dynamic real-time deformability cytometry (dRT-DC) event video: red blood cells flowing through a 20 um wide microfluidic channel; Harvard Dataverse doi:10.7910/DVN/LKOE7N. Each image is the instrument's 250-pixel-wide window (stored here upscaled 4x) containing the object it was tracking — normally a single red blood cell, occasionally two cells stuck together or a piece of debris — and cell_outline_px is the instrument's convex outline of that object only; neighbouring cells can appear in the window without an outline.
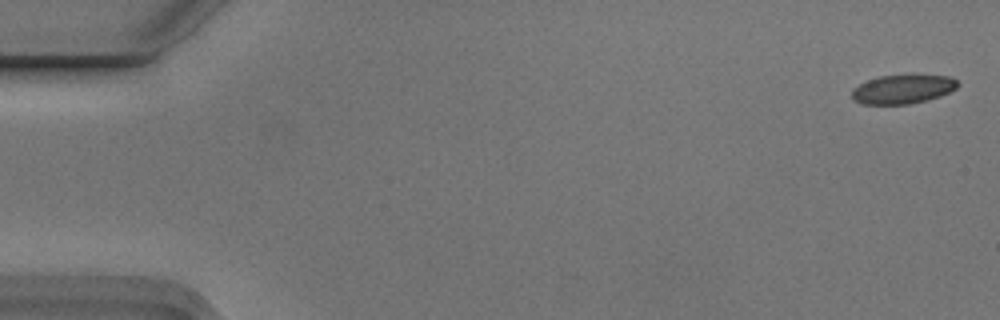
{"species": "Egyptian fruit bat (a non-hibernating species)", "species_latin": "Rousettus aegyptiacus", "temperature_condition": "cold", "stored_images_in_passage": 9, "camera_frame_rate_fps": 3000, "um_per_image_px": 0.085, "animal": {"sex": "male"}, "frame": {"image": 1, "passage_image": 1, "time_ms": 0.0, "image_size_px": [1000, 320], "cell_outline_px": [[960, 84], [956, 88], [940, 96], [928, 100], [908, 104], [860, 104], [852, 100], [852, 88], [868, 80], [880, 76], [908, 72], [916, 72], [952, 76]], "centroid_in_image_um": [76.77, 7.52], "position_along_channel_um": 8.2, "area_um2": 18.84}}
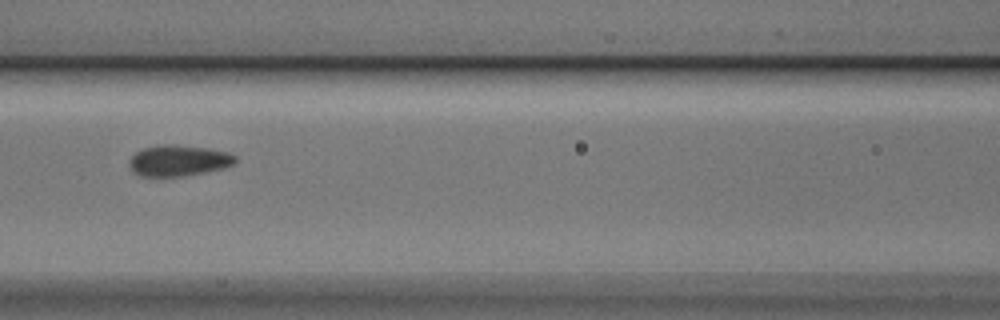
{"frame": {"image": 2, "passage_image": 7, "time_ms": 2.0, "image_size_px": [1000, 320], "cell_outline_px": [[236, 164], [224, 168], [204, 172], [180, 176], [140, 176], [132, 172], [128, 164], [128, 160], [136, 152], [144, 148], [160, 144], [176, 144], [208, 148], [228, 152], [236, 156]], "centroid_in_image_um": [15.17, 13.64], "position_along_channel_um": 151.4, "area_um2": 19.36}}
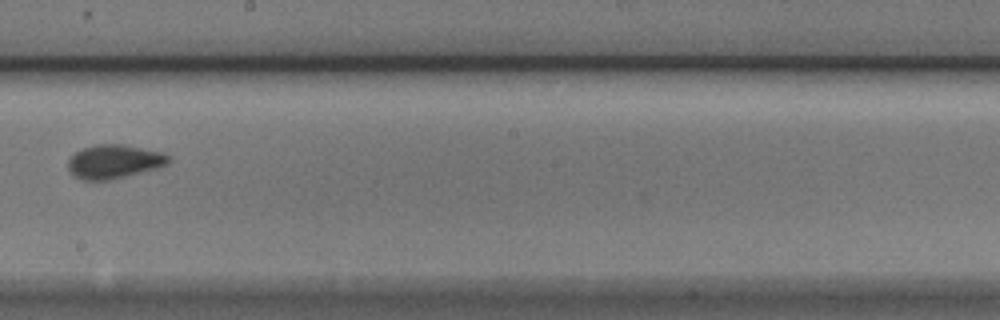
{"frame": {"image": 3, "passage_image": 9, "time_ms": 2.667, "image_size_px": [1000, 320], "cell_outline_px": [[172, 160], [168, 164], [156, 168], [108, 180], [84, 180], [76, 176], [68, 168], [68, 160], [76, 152], [84, 148], [96, 144], [120, 144], [160, 152], [168, 156]], "centroid_in_image_um": [9.69, 13.73], "position_along_channel_um": 238.5, "area_um2": 19.31}}